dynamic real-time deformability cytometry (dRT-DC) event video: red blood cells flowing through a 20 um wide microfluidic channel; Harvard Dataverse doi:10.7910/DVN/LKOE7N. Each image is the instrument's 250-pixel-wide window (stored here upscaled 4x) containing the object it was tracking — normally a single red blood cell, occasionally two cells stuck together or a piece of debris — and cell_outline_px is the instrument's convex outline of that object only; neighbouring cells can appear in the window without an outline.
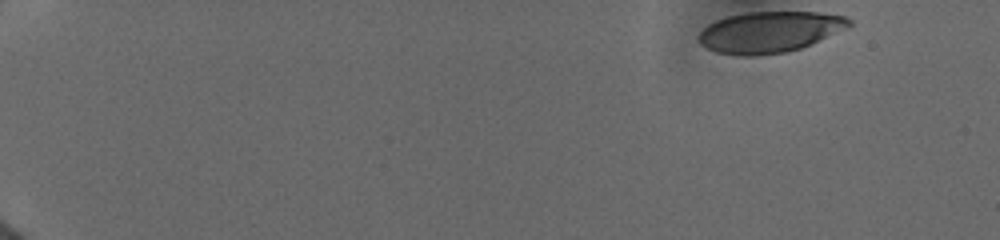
{"species": "human", "species_latin": "Homo sapiens", "temperature_condition": "cold", "stored_images_in_passage": 64, "camera_frame_rate_fps": 3000, "um_per_image_px": 0.085, "donor": {"sex": "female"}, "frame": {"image": 1, "passage_image": 1, "time_ms": 0.0, "image_size_px": [1000, 240], "cell_outline_px": [[852, 24], [800, 48], [784, 52], [752, 56], [740, 56], [716, 52], [700, 44], [696, 40], [696, 36], [708, 24], [716, 20], [728, 16], [744, 12], [820, 12], [844, 16], [852, 20]], "centroid_in_image_um": [65.33, 2.71], "position_along_channel_um": 19.7, "area_um2": 35.66}}
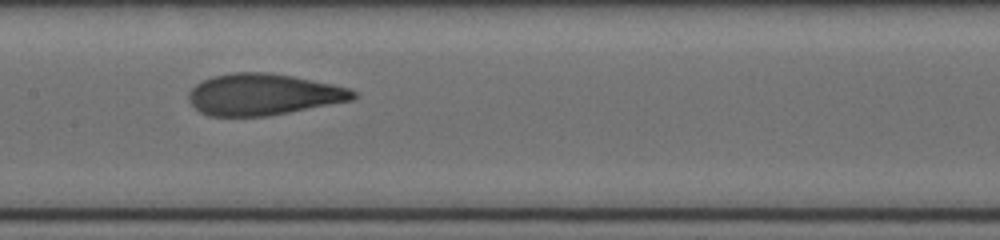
{"frame": {"image": 2, "passage_image": 33, "time_ms": 8.333, "image_size_px": [1000, 240], "cell_outline_px": [[356, 96], [352, 100], [268, 116], [208, 116], [200, 112], [188, 100], [188, 92], [196, 84], [212, 76], [232, 72], [268, 72], [292, 76], [332, 84], [348, 88], [356, 92]], "centroid_in_image_um": [22.34, 8.03], "position_along_channel_um": 185.1, "area_um2": 39.59}}
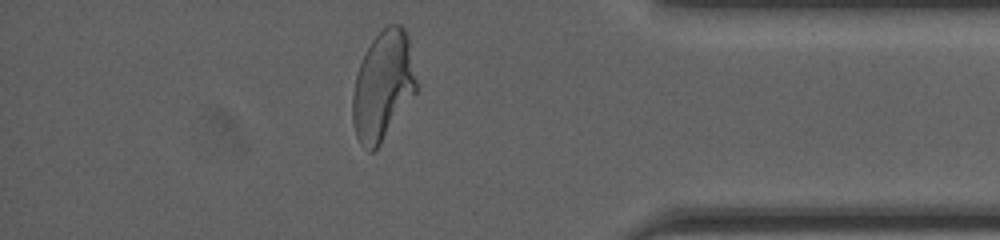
{"frame": {"image": 3, "passage_image": 56, "time_ms": 14.333, "image_size_px": [1000, 240], "cell_outline_px": [[416, 92], [380, 144], [372, 152], [368, 152], [360, 144], [356, 136], [352, 120], [352, 96], [356, 76], [360, 64], [372, 40], [388, 24], [400, 24], [404, 28], [408, 36], [416, 80]], "centroid_in_image_um": [32.53, 7.31], "position_along_channel_um": 402.7, "area_um2": 40.11}, "authors_computed_cell_mechanics": {"area_um2": 39.0728, "velocity_mm_per_s": 3.9345, "shape_relaxation_time_tau1_ms": 3.7901, "shape_relaxation_time_tau2_ms": 1.0264, "deformation_change_tau1": 0.1923, "deformation_change_tau2": 0.0828}}